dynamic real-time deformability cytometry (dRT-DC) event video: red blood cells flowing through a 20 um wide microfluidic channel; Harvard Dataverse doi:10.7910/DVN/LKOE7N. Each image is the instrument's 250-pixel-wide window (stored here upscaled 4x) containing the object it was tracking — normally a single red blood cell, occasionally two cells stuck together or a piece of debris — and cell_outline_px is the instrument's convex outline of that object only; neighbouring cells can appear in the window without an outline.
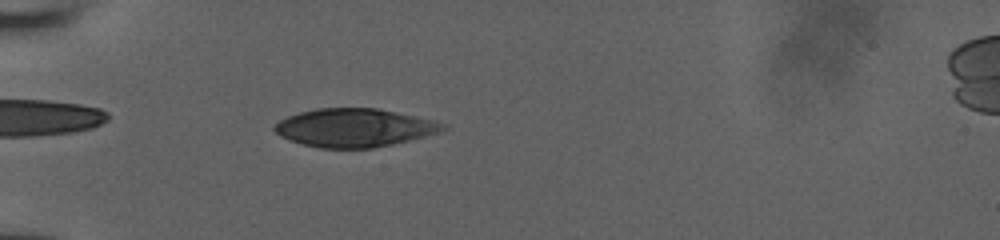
{"species": "human", "species_latin": "Homo sapiens", "temperature_condition": "room temperature", "stored_images_in_passage": 41, "camera_frame_rate_fps": 3000, "um_per_image_px": 0.085, "donor": {"sex": "male"}, "frame": {"image": 1, "passage_image": 7, "time_ms": 2.0, "image_size_px": [1000, 240], "cell_outline_px": [[448, 128], [440, 132], [392, 144], [372, 148], [320, 148], [288, 140], [280, 136], [272, 128], [280, 120], [288, 116], [300, 112], [316, 108], [376, 108], [432, 120], [448, 124]], "centroid_in_image_um": [30.11, 10.86], "position_along_channel_um": 54.9, "area_um2": 37.34}}
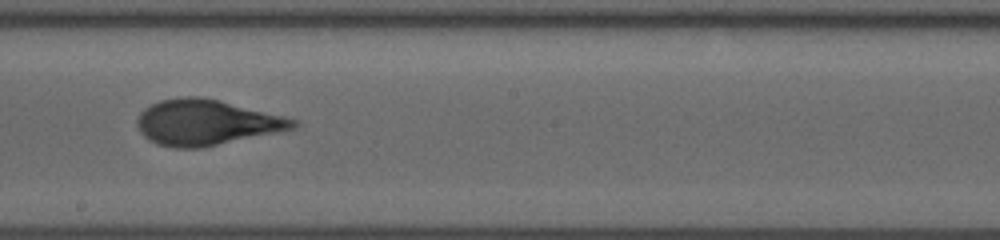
{"frame": {"image": 2, "passage_image": 21, "time_ms": 6.667, "image_size_px": [1000, 240], "cell_outline_px": [[300, 124], [296, 128], [280, 132], [200, 148], [172, 148], [156, 144], [148, 140], [140, 132], [136, 124], [136, 120], [140, 112], [144, 108], [160, 100], [184, 96], [200, 96], [220, 100], [300, 120]], "centroid_in_image_um": [17.54, 10.41], "position_along_channel_um": 230.7, "area_um2": 41.79}}
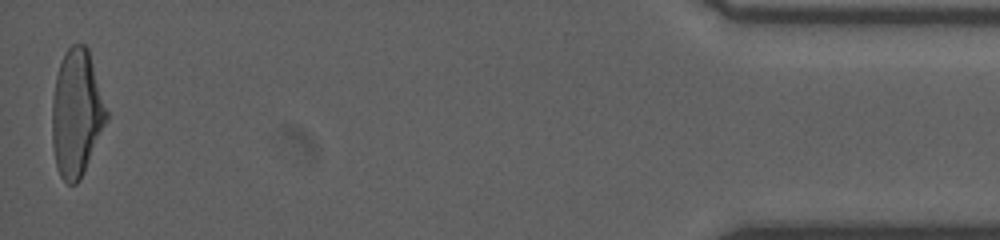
{"frame": {"image": 3, "passage_image": 41, "time_ms": 13.333, "image_size_px": [1000, 240], "cell_outline_px": [[108, 116], [80, 180], [76, 184], [68, 184], [60, 176], [56, 168], [52, 144], [52, 100], [56, 76], [60, 64], [68, 48], [72, 44], [84, 44], [88, 48], [108, 112]], "centroid_in_image_um": [6.49, 9.63], "position_along_channel_um": 428.7, "area_um2": 39.88}}